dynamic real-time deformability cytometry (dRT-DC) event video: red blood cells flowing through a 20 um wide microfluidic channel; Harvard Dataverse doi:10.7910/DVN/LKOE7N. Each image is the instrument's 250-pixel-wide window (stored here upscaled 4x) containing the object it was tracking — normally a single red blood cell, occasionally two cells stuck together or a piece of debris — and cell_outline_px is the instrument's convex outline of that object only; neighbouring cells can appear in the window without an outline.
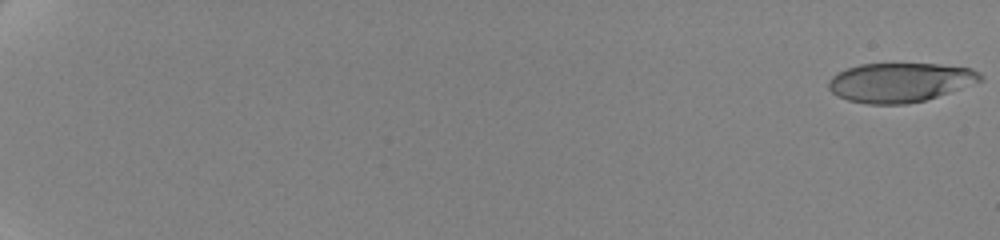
{"species": "human", "species_latin": "Homo sapiens", "temperature_condition": "cold", "stored_images_in_passage": 30, "camera_frame_rate_fps": 3000, "um_per_image_px": 0.085, "donor": {"sex": "female"}, "frame": {"image": 1, "passage_image": 1, "time_ms": 0.0, "image_size_px": [1000, 240], "cell_outline_px": [[984, 80], [924, 100], [908, 104], [868, 104], [848, 100], [836, 96], [828, 88], [828, 80], [836, 72], [860, 64], [940, 64], [972, 68], [980, 72], [984, 76]], "centroid_in_image_um": [76.49, 7.0], "position_along_channel_um": 8.5, "area_um2": 34.8}}
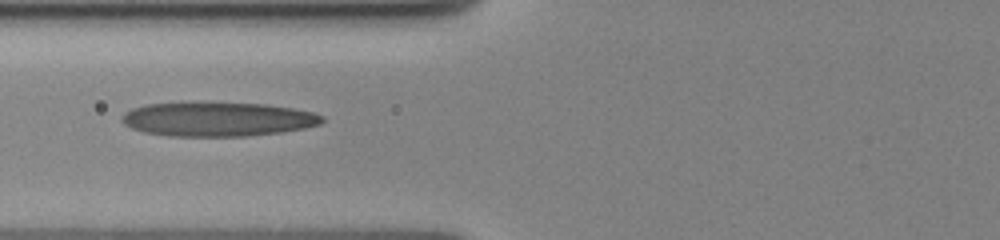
{"frame": {"image": 2, "passage_image": 26, "time_ms": 9.333, "image_size_px": [1000, 240], "cell_outline_px": [[324, 120], [320, 124], [304, 128], [280, 132], [248, 136], [168, 136], [144, 132], [132, 128], [124, 124], [120, 120], [120, 116], [124, 112], [132, 108], [144, 104], [264, 104], [292, 108], [312, 112], [324, 116]], "centroid_in_image_um": [18.48, 10.15], "position_along_channel_um": 107.3, "area_um2": 39.3}}
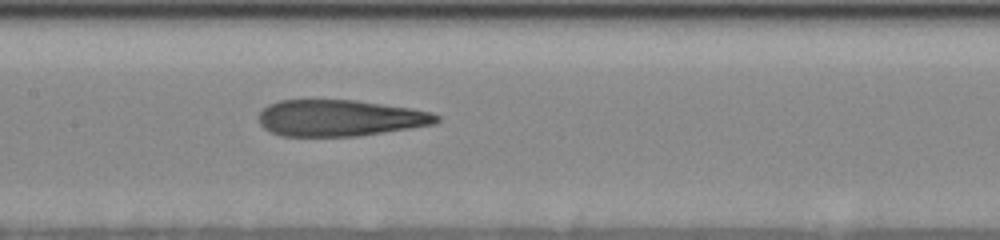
{"frame": {"image": 3, "passage_image": 30, "time_ms": 11.333, "image_size_px": [1000, 240], "cell_outline_px": [[440, 120], [432, 124], [408, 128], [356, 136], [280, 136], [264, 128], [260, 124], [260, 112], [268, 104], [280, 100], [356, 100], [408, 108], [428, 112], [440, 116]], "centroid_in_image_um": [28.84, 10.03], "position_along_channel_um": 178.6, "area_um2": 37.22}}